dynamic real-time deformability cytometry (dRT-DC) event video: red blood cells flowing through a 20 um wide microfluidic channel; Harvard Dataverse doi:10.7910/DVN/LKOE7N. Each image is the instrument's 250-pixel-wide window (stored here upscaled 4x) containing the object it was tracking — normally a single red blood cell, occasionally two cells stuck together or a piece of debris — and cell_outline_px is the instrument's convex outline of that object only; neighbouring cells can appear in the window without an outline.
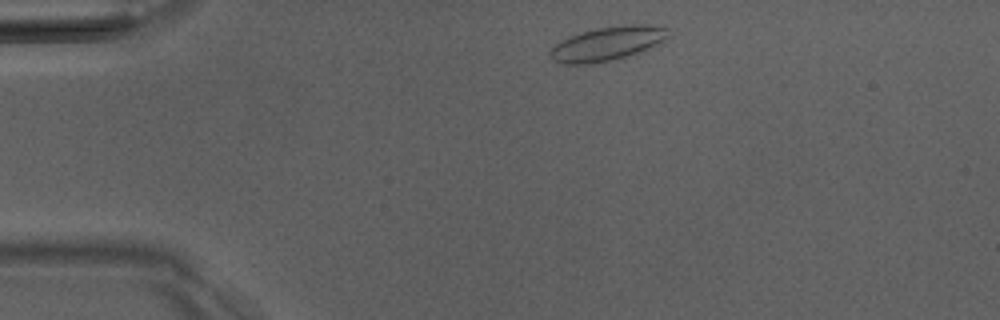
{"species": "Egyptian fruit bat (a non-hibernating species)", "species_latin": "Rousettus aegyptiacus", "temperature_condition": "room temperature", "stored_images_in_passage": 3, "camera_frame_rate_fps": 3000, "um_per_image_px": 0.085, "animal": {"sex": "male"}, "frame": {"image": 1, "passage_image": 1, "time_ms": 0.0, "image_size_px": [1000, 320], "cell_outline_px": [[668, 36], [664, 40], [644, 52], [608, 60], [584, 64], [564, 64], [552, 60], [548, 52], [556, 44], [568, 36], [580, 32], [596, 28], [624, 24], [648, 24], [668, 28]], "centroid_in_image_um": [51.64, 3.69], "position_along_channel_um": 33.4, "area_um2": 23.47}}